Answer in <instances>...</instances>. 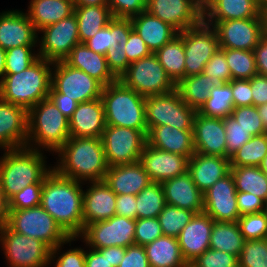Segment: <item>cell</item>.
Returning a JSON list of instances; mask_svg holds the SVG:
<instances>
[{"label": "cell", "mask_w": 267, "mask_h": 267, "mask_svg": "<svg viewBox=\"0 0 267 267\" xmlns=\"http://www.w3.org/2000/svg\"><path fill=\"white\" fill-rule=\"evenodd\" d=\"M81 184L85 185L61 176L54 169L43 182L41 206L70 237H79L84 231Z\"/></svg>", "instance_id": "6da1fadb"}, {"label": "cell", "mask_w": 267, "mask_h": 267, "mask_svg": "<svg viewBox=\"0 0 267 267\" xmlns=\"http://www.w3.org/2000/svg\"><path fill=\"white\" fill-rule=\"evenodd\" d=\"M57 153L53 169L61 176L85 184L105 179L109 166L101 138L70 137Z\"/></svg>", "instance_id": "7a4b0ae2"}, {"label": "cell", "mask_w": 267, "mask_h": 267, "mask_svg": "<svg viewBox=\"0 0 267 267\" xmlns=\"http://www.w3.org/2000/svg\"><path fill=\"white\" fill-rule=\"evenodd\" d=\"M52 66V61L39 57L24 71L5 74L0 82V99L29 110L41 100L48 98Z\"/></svg>", "instance_id": "3957f363"}, {"label": "cell", "mask_w": 267, "mask_h": 267, "mask_svg": "<svg viewBox=\"0 0 267 267\" xmlns=\"http://www.w3.org/2000/svg\"><path fill=\"white\" fill-rule=\"evenodd\" d=\"M4 151L0 158V187L8 199L30 184L43 183L53 169L47 166L40 150L23 147Z\"/></svg>", "instance_id": "277c9868"}, {"label": "cell", "mask_w": 267, "mask_h": 267, "mask_svg": "<svg viewBox=\"0 0 267 267\" xmlns=\"http://www.w3.org/2000/svg\"><path fill=\"white\" fill-rule=\"evenodd\" d=\"M69 138V119L49 98L41 100L28 110L26 147L56 153Z\"/></svg>", "instance_id": "5b68a950"}, {"label": "cell", "mask_w": 267, "mask_h": 267, "mask_svg": "<svg viewBox=\"0 0 267 267\" xmlns=\"http://www.w3.org/2000/svg\"><path fill=\"white\" fill-rule=\"evenodd\" d=\"M101 100L106 125L137 129L147 137L144 96L117 80L103 87Z\"/></svg>", "instance_id": "8992f818"}, {"label": "cell", "mask_w": 267, "mask_h": 267, "mask_svg": "<svg viewBox=\"0 0 267 267\" xmlns=\"http://www.w3.org/2000/svg\"><path fill=\"white\" fill-rule=\"evenodd\" d=\"M6 225L18 234L41 240L50 249L79 239L70 237L41 205L10 210Z\"/></svg>", "instance_id": "52a82bcc"}, {"label": "cell", "mask_w": 267, "mask_h": 267, "mask_svg": "<svg viewBox=\"0 0 267 267\" xmlns=\"http://www.w3.org/2000/svg\"><path fill=\"white\" fill-rule=\"evenodd\" d=\"M197 111L189 107L176 89L145 97V120L148 131L155 126L167 125L179 130H193Z\"/></svg>", "instance_id": "ba28073f"}, {"label": "cell", "mask_w": 267, "mask_h": 267, "mask_svg": "<svg viewBox=\"0 0 267 267\" xmlns=\"http://www.w3.org/2000/svg\"><path fill=\"white\" fill-rule=\"evenodd\" d=\"M119 80L144 97L166 94L176 89L155 53L130 63Z\"/></svg>", "instance_id": "9c48e42d"}, {"label": "cell", "mask_w": 267, "mask_h": 267, "mask_svg": "<svg viewBox=\"0 0 267 267\" xmlns=\"http://www.w3.org/2000/svg\"><path fill=\"white\" fill-rule=\"evenodd\" d=\"M1 250L9 267H48L51 249L41 240L18 234L0 225Z\"/></svg>", "instance_id": "30bf717a"}, {"label": "cell", "mask_w": 267, "mask_h": 267, "mask_svg": "<svg viewBox=\"0 0 267 267\" xmlns=\"http://www.w3.org/2000/svg\"><path fill=\"white\" fill-rule=\"evenodd\" d=\"M101 141L106 162L112 167L139 162L147 138L137 129L106 125Z\"/></svg>", "instance_id": "8fae6325"}, {"label": "cell", "mask_w": 267, "mask_h": 267, "mask_svg": "<svg viewBox=\"0 0 267 267\" xmlns=\"http://www.w3.org/2000/svg\"><path fill=\"white\" fill-rule=\"evenodd\" d=\"M51 86L74 99L78 104L101 98L103 85L80 69L69 66L64 60L53 62Z\"/></svg>", "instance_id": "7c38bea8"}, {"label": "cell", "mask_w": 267, "mask_h": 267, "mask_svg": "<svg viewBox=\"0 0 267 267\" xmlns=\"http://www.w3.org/2000/svg\"><path fill=\"white\" fill-rule=\"evenodd\" d=\"M184 43V77L203 73L206 63L220 49L215 29L202 21L195 27L181 32Z\"/></svg>", "instance_id": "4fadbf2b"}, {"label": "cell", "mask_w": 267, "mask_h": 267, "mask_svg": "<svg viewBox=\"0 0 267 267\" xmlns=\"http://www.w3.org/2000/svg\"><path fill=\"white\" fill-rule=\"evenodd\" d=\"M136 220L115 215L104 221L89 224L79 236L92 249L111 246L128 247L135 244Z\"/></svg>", "instance_id": "5bb4252c"}, {"label": "cell", "mask_w": 267, "mask_h": 267, "mask_svg": "<svg viewBox=\"0 0 267 267\" xmlns=\"http://www.w3.org/2000/svg\"><path fill=\"white\" fill-rule=\"evenodd\" d=\"M40 32L43 35L41 39L39 37L37 39L38 56L48 61L64 60L72 48L80 43L78 22L74 13L57 23L44 27L38 31Z\"/></svg>", "instance_id": "9a60e30c"}, {"label": "cell", "mask_w": 267, "mask_h": 267, "mask_svg": "<svg viewBox=\"0 0 267 267\" xmlns=\"http://www.w3.org/2000/svg\"><path fill=\"white\" fill-rule=\"evenodd\" d=\"M205 23L215 29L220 48L253 51L263 37L262 18Z\"/></svg>", "instance_id": "2e32d148"}, {"label": "cell", "mask_w": 267, "mask_h": 267, "mask_svg": "<svg viewBox=\"0 0 267 267\" xmlns=\"http://www.w3.org/2000/svg\"><path fill=\"white\" fill-rule=\"evenodd\" d=\"M146 11L178 33L203 21V8L194 0H147Z\"/></svg>", "instance_id": "e0dca14e"}, {"label": "cell", "mask_w": 267, "mask_h": 267, "mask_svg": "<svg viewBox=\"0 0 267 267\" xmlns=\"http://www.w3.org/2000/svg\"><path fill=\"white\" fill-rule=\"evenodd\" d=\"M237 191L234 178L229 172L203 193L204 210L214 221L237 222Z\"/></svg>", "instance_id": "ac0fdd59"}, {"label": "cell", "mask_w": 267, "mask_h": 267, "mask_svg": "<svg viewBox=\"0 0 267 267\" xmlns=\"http://www.w3.org/2000/svg\"><path fill=\"white\" fill-rule=\"evenodd\" d=\"M188 158L150 146L147 142L140 156V163L152 182L162 183L188 170Z\"/></svg>", "instance_id": "d6986e66"}, {"label": "cell", "mask_w": 267, "mask_h": 267, "mask_svg": "<svg viewBox=\"0 0 267 267\" xmlns=\"http://www.w3.org/2000/svg\"><path fill=\"white\" fill-rule=\"evenodd\" d=\"M28 110L0 99V149L26 147Z\"/></svg>", "instance_id": "ffe728a7"}, {"label": "cell", "mask_w": 267, "mask_h": 267, "mask_svg": "<svg viewBox=\"0 0 267 267\" xmlns=\"http://www.w3.org/2000/svg\"><path fill=\"white\" fill-rule=\"evenodd\" d=\"M38 32L27 12L8 10L0 13V47L37 46Z\"/></svg>", "instance_id": "44dd1931"}, {"label": "cell", "mask_w": 267, "mask_h": 267, "mask_svg": "<svg viewBox=\"0 0 267 267\" xmlns=\"http://www.w3.org/2000/svg\"><path fill=\"white\" fill-rule=\"evenodd\" d=\"M214 220L206 213H198L177 236L180 250L187 263H192L210 248Z\"/></svg>", "instance_id": "7402d4cb"}, {"label": "cell", "mask_w": 267, "mask_h": 267, "mask_svg": "<svg viewBox=\"0 0 267 267\" xmlns=\"http://www.w3.org/2000/svg\"><path fill=\"white\" fill-rule=\"evenodd\" d=\"M196 153L226 157V134L223 119L207 117L198 112L193 122Z\"/></svg>", "instance_id": "603a6c76"}, {"label": "cell", "mask_w": 267, "mask_h": 267, "mask_svg": "<svg viewBox=\"0 0 267 267\" xmlns=\"http://www.w3.org/2000/svg\"><path fill=\"white\" fill-rule=\"evenodd\" d=\"M88 184L89 188L83 190L84 229L89 224L108 220L116 215V194L108 184L104 180Z\"/></svg>", "instance_id": "cb8c5ba5"}, {"label": "cell", "mask_w": 267, "mask_h": 267, "mask_svg": "<svg viewBox=\"0 0 267 267\" xmlns=\"http://www.w3.org/2000/svg\"><path fill=\"white\" fill-rule=\"evenodd\" d=\"M106 128L101 98L77 104L69 119L70 137L101 138Z\"/></svg>", "instance_id": "d4e9b609"}, {"label": "cell", "mask_w": 267, "mask_h": 267, "mask_svg": "<svg viewBox=\"0 0 267 267\" xmlns=\"http://www.w3.org/2000/svg\"><path fill=\"white\" fill-rule=\"evenodd\" d=\"M161 184L166 204L188 209L196 214L203 213V192L195 185L188 171Z\"/></svg>", "instance_id": "484cf974"}, {"label": "cell", "mask_w": 267, "mask_h": 267, "mask_svg": "<svg viewBox=\"0 0 267 267\" xmlns=\"http://www.w3.org/2000/svg\"><path fill=\"white\" fill-rule=\"evenodd\" d=\"M195 185L204 193L230 172V158L195 153L188 160V170Z\"/></svg>", "instance_id": "4316f807"}, {"label": "cell", "mask_w": 267, "mask_h": 267, "mask_svg": "<svg viewBox=\"0 0 267 267\" xmlns=\"http://www.w3.org/2000/svg\"><path fill=\"white\" fill-rule=\"evenodd\" d=\"M104 181L116 195H137L152 182L140 162L108 167Z\"/></svg>", "instance_id": "83f0119b"}, {"label": "cell", "mask_w": 267, "mask_h": 267, "mask_svg": "<svg viewBox=\"0 0 267 267\" xmlns=\"http://www.w3.org/2000/svg\"><path fill=\"white\" fill-rule=\"evenodd\" d=\"M147 143L157 149L184 155L190 159L196 152L193 130H179L167 125L152 127L147 134Z\"/></svg>", "instance_id": "f1b7e54d"}, {"label": "cell", "mask_w": 267, "mask_h": 267, "mask_svg": "<svg viewBox=\"0 0 267 267\" xmlns=\"http://www.w3.org/2000/svg\"><path fill=\"white\" fill-rule=\"evenodd\" d=\"M64 61L69 66L80 69L95 78L103 86L118 80L110 71L105 55L94 52L84 43L75 45Z\"/></svg>", "instance_id": "f546056e"}, {"label": "cell", "mask_w": 267, "mask_h": 267, "mask_svg": "<svg viewBox=\"0 0 267 267\" xmlns=\"http://www.w3.org/2000/svg\"><path fill=\"white\" fill-rule=\"evenodd\" d=\"M262 18L261 6L254 0H208L203 8L204 22Z\"/></svg>", "instance_id": "4dcf8cb0"}, {"label": "cell", "mask_w": 267, "mask_h": 267, "mask_svg": "<svg viewBox=\"0 0 267 267\" xmlns=\"http://www.w3.org/2000/svg\"><path fill=\"white\" fill-rule=\"evenodd\" d=\"M131 29L130 18L113 17L111 19V40L105 58L110 71L118 80L130 65L125 47Z\"/></svg>", "instance_id": "1f68e13d"}, {"label": "cell", "mask_w": 267, "mask_h": 267, "mask_svg": "<svg viewBox=\"0 0 267 267\" xmlns=\"http://www.w3.org/2000/svg\"><path fill=\"white\" fill-rule=\"evenodd\" d=\"M130 19L133 30L144 40L152 53L162 48L178 34L172 26L150 15L147 11Z\"/></svg>", "instance_id": "d6a6232c"}, {"label": "cell", "mask_w": 267, "mask_h": 267, "mask_svg": "<svg viewBox=\"0 0 267 267\" xmlns=\"http://www.w3.org/2000/svg\"><path fill=\"white\" fill-rule=\"evenodd\" d=\"M28 17L36 31L57 23L74 13L73 0H31Z\"/></svg>", "instance_id": "836d02e7"}, {"label": "cell", "mask_w": 267, "mask_h": 267, "mask_svg": "<svg viewBox=\"0 0 267 267\" xmlns=\"http://www.w3.org/2000/svg\"><path fill=\"white\" fill-rule=\"evenodd\" d=\"M223 84L224 82L215 76L209 77L200 73L181 79L176 84V90L189 107L198 111L209 97L211 89Z\"/></svg>", "instance_id": "e575fe53"}, {"label": "cell", "mask_w": 267, "mask_h": 267, "mask_svg": "<svg viewBox=\"0 0 267 267\" xmlns=\"http://www.w3.org/2000/svg\"><path fill=\"white\" fill-rule=\"evenodd\" d=\"M150 267H185L177 238L162 235L144 246Z\"/></svg>", "instance_id": "d590c367"}, {"label": "cell", "mask_w": 267, "mask_h": 267, "mask_svg": "<svg viewBox=\"0 0 267 267\" xmlns=\"http://www.w3.org/2000/svg\"><path fill=\"white\" fill-rule=\"evenodd\" d=\"M74 14L78 22L80 43L92 38L99 30L107 26L113 18L108 5L75 6Z\"/></svg>", "instance_id": "8d00e7d4"}, {"label": "cell", "mask_w": 267, "mask_h": 267, "mask_svg": "<svg viewBox=\"0 0 267 267\" xmlns=\"http://www.w3.org/2000/svg\"><path fill=\"white\" fill-rule=\"evenodd\" d=\"M245 241L237 222L214 221L210 249L224 251L239 258Z\"/></svg>", "instance_id": "74e56055"}, {"label": "cell", "mask_w": 267, "mask_h": 267, "mask_svg": "<svg viewBox=\"0 0 267 267\" xmlns=\"http://www.w3.org/2000/svg\"><path fill=\"white\" fill-rule=\"evenodd\" d=\"M155 55L175 84L184 78L185 51L184 43L181 39V32L167 42L162 48L158 49L155 52Z\"/></svg>", "instance_id": "f35d334b"}, {"label": "cell", "mask_w": 267, "mask_h": 267, "mask_svg": "<svg viewBox=\"0 0 267 267\" xmlns=\"http://www.w3.org/2000/svg\"><path fill=\"white\" fill-rule=\"evenodd\" d=\"M237 192H248L267 203V175L259 166L230 167Z\"/></svg>", "instance_id": "ab89813d"}, {"label": "cell", "mask_w": 267, "mask_h": 267, "mask_svg": "<svg viewBox=\"0 0 267 267\" xmlns=\"http://www.w3.org/2000/svg\"><path fill=\"white\" fill-rule=\"evenodd\" d=\"M233 92L231 81L211 89L209 97L197 111L207 117L224 119L233 112Z\"/></svg>", "instance_id": "60d3db41"}, {"label": "cell", "mask_w": 267, "mask_h": 267, "mask_svg": "<svg viewBox=\"0 0 267 267\" xmlns=\"http://www.w3.org/2000/svg\"><path fill=\"white\" fill-rule=\"evenodd\" d=\"M165 204L162 184L151 182L136 195L137 219L157 218Z\"/></svg>", "instance_id": "b9f144b4"}, {"label": "cell", "mask_w": 267, "mask_h": 267, "mask_svg": "<svg viewBox=\"0 0 267 267\" xmlns=\"http://www.w3.org/2000/svg\"><path fill=\"white\" fill-rule=\"evenodd\" d=\"M266 155L267 133L255 135L230 157V167L259 166Z\"/></svg>", "instance_id": "7bdbcfd3"}, {"label": "cell", "mask_w": 267, "mask_h": 267, "mask_svg": "<svg viewBox=\"0 0 267 267\" xmlns=\"http://www.w3.org/2000/svg\"><path fill=\"white\" fill-rule=\"evenodd\" d=\"M225 53V58L231 72V80L251 79L258 74L255 55L250 50L220 48Z\"/></svg>", "instance_id": "ee69618b"}, {"label": "cell", "mask_w": 267, "mask_h": 267, "mask_svg": "<svg viewBox=\"0 0 267 267\" xmlns=\"http://www.w3.org/2000/svg\"><path fill=\"white\" fill-rule=\"evenodd\" d=\"M195 214L188 209L165 204L163 210L157 217L163 235L177 238L181 230L190 222Z\"/></svg>", "instance_id": "f6af8a7d"}, {"label": "cell", "mask_w": 267, "mask_h": 267, "mask_svg": "<svg viewBox=\"0 0 267 267\" xmlns=\"http://www.w3.org/2000/svg\"><path fill=\"white\" fill-rule=\"evenodd\" d=\"M35 47L19 46L6 50L5 74L19 73L33 64L39 58L38 53L33 51Z\"/></svg>", "instance_id": "bcb514c9"}, {"label": "cell", "mask_w": 267, "mask_h": 267, "mask_svg": "<svg viewBox=\"0 0 267 267\" xmlns=\"http://www.w3.org/2000/svg\"><path fill=\"white\" fill-rule=\"evenodd\" d=\"M238 261L239 267H267V238L245 241Z\"/></svg>", "instance_id": "7dc6e473"}, {"label": "cell", "mask_w": 267, "mask_h": 267, "mask_svg": "<svg viewBox=\"0 0 267 267\" xmlns=\"http://www.w3.org/2000/svg\"><path fill=\"white\" fill-rule=\"evenodd\" d=\"M237 224L246 241L267 238V213L265 211L240 216Z\"/></svg>", "instance_id": "c3c4849f"}, {"label": "cell", "mask_w": 267, "mask_h": 267, "mask_svg": "<svg viewBox=\"0 0 267 267\" xmlns=\"http://www.w3.org/2000/svg\"><path fill=\"white\" fill-rule=\"evenodd\" d=\"M231 117L253 137L266 134L267 131L262 123L256 106H240L233 109Z\"/></svg>", "instance_id": "681fc988"}, {"label": "cell", "mask_w": 267, "mask_h": 267, "mask_svg": "<svg viewBox=\"0 0 267 267\" xmlns=\"http://www.w3.org/2000/svg\"><path fill=\"white\" fill-rule=\"evenodd\" d=\"M223 124L226 134V158H230L252 136L231 116L224 118Z\"/></svg>", "instance_id": "f907efd6"}, {"label": "cell", "mask_w": 267, "mask_h": 267, "mask_svg": "<svg viewBox=\"0 0 267 267\" xmlns=\"http://www.w3.org/2000/svg\"><path fill=\"white\" fill-rule=\"evenodd\" d=\"M43 183H33L9 199L10 210L34 208L41 205Z\"/></svg>", "instance_id": "816d5d0a"}, {"label": "cell", "mask_w": 267, "mask_h": 267, "mask_svg": "<svg viewBox=\"0 0 267 267\" xmlns=\"http://www.w3.org/2000/svg\"><path fill=\"white\" fill-rule=\"evenodd\" d=\"M192 264L196 267H239L237 256L210 248L195 259Z\"/></svg>", "instance_id": "f5cc1de1"}, {"label": "cell", "mask_w": 267, "mask_h": 267, "mask_svg": "<svg viewBox=\"0 0 267 267\" xmlns=\"http://www.w3.org/2000/svg\"><path fill=\"white\" fill-rule=\"evenodd\" d=\"M163 235L158 218L137 219L135 226V244L145 246Z\"/></svg>", "instance_id": "db71d44e"}, {"label": "cell", "mask_w": 267, "mask_h": 267, "mask_svg": "<svg viewBox=\"0 0 267 267\" xmlns=\"http://www.w3.org/2000/svg\"><path fill=\"white\" fill-rule=\"evenodd\" d=\"M62 245L64 244H60L54 247L53 249H51V253L49 257V265L53 262L55 263L54 267H85V250L84 249H82L81 247L79 248L76 247V248L67 250L65 253L60 254L61 252L59 251L61 250ZM55 260L56 262H54Z\"/></svg>", "instance_id": "11a10c76"}, {"label": "cell", "mask_w": 267, "mask_h": 267, "mask_svg": "<svg viewBox=\"0 0 267 267\" xmlns=\"http://www.w3.org/2000/svg\"><path fill=\"white\" fill-rule=\"evenodd\" d=\"M113 17L131 18L146 11L147 0H108Z\"/></svg>", "instance_id": "9f6ffc18"}, {"label": "cell", "mask_w": 267, "mask_h": 267, "mask_svg": "<svg viewBox=\"0 0 267 267\" xmlns=\"http://www.w3.org/2000/svg\"><path fill=\"white\" fill-rule=\"evenodd\" d=\"M203 73L209 77L215 76L224 83L231 81V72L225 58V53L218 49L206 63Z\"/></svg>", "instance_id": "6f0895ef"}, {"label": "cell", "mask_w": 267, "mask_h": 267, "mask_svg": "<svg viewBox=\"0 0 267 267\" xmlns=\"http://www.w3.org/2000/svg\"><path fill=\"white\" fill-rule=\"evenodd\" d=\"M237 207L240 216L265 211L266 202L248 192H237Z\"/></svg>", "instance_id": "680465c9"}, {"label": "cell", "mask_w": 267, "mask_h": 267, "mask_svg": "<svg viewBox=\"0 0 267 267\" xmlns=\"http://www.w3.org/2000/svg\"><path fill=\"white\" fill-rule=\"evenodd\" d=\"M234 108L253 105L250 79L231 80Z\"/></svg>", "instance_id": "91938a15"}, {"label": "cell", "mask_w": 267, "mask_h": 267, "mask_svg": "<svg viewBox=\"0 0 267 267\" xmlns=\"http://www.w3.org/2000/svg\"><path fill=\"white\" fill-rule=\"evenodd\" d=\"M125 53L127 55L128 62L133 63L150 55L152 52L147 47L144 40L132 28L126 43Z\"/></svg>", "instance_id": "94428289"}, {"label": "cell", "mask_w": 267, "mask_h": 267, "mask_svg": "<svg viewBox=\"0 0 267 267\" xmlns=\"http://www.w3.org/2000/svg\"><path fill=\"white\" fill-rule=\"evenodd\" d=\"M118 267H150L144 246L133 244L126 247Z\"/></svg>", "instance_id": "6125c7cd"}, {"label": "cell", "mask_w": 267, "mask_h": 267, "mask_svg": "<svg viewBox=\"0 0 267 267\" xmlns=\"http://www.w3.org/2000/svg\"><path fill=\"white\" fill-rule=\"evenodd\" d=\"M111 40V20L107 26L99 30L92 38L84 42V44L96 53L105 55L109 49Z\"/></svg>", "instance_id": "be15d7a7"}, {"label": "cell", "mask_w": 267, "mask_h": 267, "mask_svg": "<svg viewBox=\"0 0 267 267\" xmlns=\"http://www.w3.org/2000/svg\"><path fill=\"white\" fill-rule=\"evenodd\" d=\"M116 215L137 220L136 195H116Z\"/></svg>", "instance_id": "e7e4bbea"}, {"label": "cell", "mask_w": 267, "mask_h": 267, "mask_svg": "<svg viewBox=\"0 0 267 267\" xmlns=\"http://www.w3.org/2000/svg\"><path fill=\"white\" fill-rule=\"evenodd\" d=\"M253 106L267 104V76L256 74L250 79Z\"/></svg>", "instance_id": "03108f58"}, {"label": "cell", "mask_w": 267, "mask_h": 267, "mask_svg": "<svg viewBox=\"0 0 267 267\" xmlns=\"http://www.w3.org/2000/svg\"><path fill=\"white\" fill-rule=\"evenodd\" d=\"M48 98L54 103V105L60 110L61 113L68 119L73 115L76 110L77 102L74 99L63 98V94L58 93L52 86L48 94Z\"/></svg>", "instance_id": "003e7915"}, {"label": "cell", "mask_w": 267, "mask_h": 267, "mask_svg": "<svg viewBox=\"0 0 267 267\" xmlns=\"http://www.w3.org/2000/svg\"><path fill=\"white\" fill-rule=\"evenodd\" d=\"M85 267H113L107 258V247L85 250Z\"/></svg>", "instance_id": "a7ac6f4b"}, {"label": "cell", "mask_w": 267, "mask_h": 267, "mask_svg": "<svg viewBox=\"0 0 267 267\" xmlns=\"http://www.w3.org/2000/svg\"><path fill=\"white\" fill-rule=\"evenodd\" d=\"M258 74L267 76V37L263 36L253 50Z\"/></svg>", "instance_id": "89a4df30"}, {"label": "cell", "mask_w": 267, "mask_h": 267, "mask_svg": "<svg viewBox=\"0 0 267 267\" xmlns=\"http://www.w3.org/2000/svg\"><path fill=\"white\" fill-rule=\"evenodd\" d=\"M126 248L119 246L107 247V258L113 267H118L124 258Z\"/></svg>", "instance_id": "2644e50d"}, {"label": "cell", "mask_w": 267, "mask_h": 267, "mask_svg": "<svg viewBox=\"0 0 267 267\" xmlns=\"http://www.w3.org/2000/svg\"><path fill=\"white\" fill-rule=\"evenodd\" d=\"M9 212V199L5 196L4 191L0 187V225L6 224Z\"/></svg>", "instance_id": "8c879c8a"}, {"label": "cell", "mask_w": 267, "mask_h": 267, "mask_svg": "<svg viewBox=\"0 0 267 267\" xmlns=\"http://www.w3.org/2000/svg\"><path fill=\"white\" fill-rule=\"evenodd\" d=\"M75 6L108 5V0H73Z\"/></svg>", "instance_id": "753ad0ef"}, {"label": "cell", "mask_w": 267, "mask_h": 267, "mask_svg": "<svg viewBox=\"0 0 267 267\" xmlns=\"http://www.w3.org/2000/svg\"><path fill=\"white\" fill-rule=\"evenodd\" d=\"M5 58L6 50L0 47V82L5 77Z\"/></svg>", "instance_id": "34e18365"}, {"label": "cell", "mask_w": 267, "mask_h": 267, "mask_svg": "<svg viewBox=\"0 0 267 267\" xmlns=\"http://www.w3.org/2000/svg\"><path fill=\"white\" fill-rule=\"evenodd\" d=\"M258 113L262 119V123L267 131V104L257 106Z\"/></svg>", "instance_id": "11e5206c"}, {"label": "cell", "mask_w": 267, "mask_h": 267, "mask_svg": "<svg viewBox=\"0 0 267 267\" xmlns=\"http://www.w3.org/2000/svg\"><path fill=\"white\" fill-rule=\"evenodd\" d=\"M261 17L263 24V36L267 37V3L261 7Z\"/></svg>", "instance_id": "2a66077c"}, {"label": "cell", "mask_w": 267, "mask_h": 267, "mask_svg": "<svg viewBox=\"0 0 267 267\" xmlns=\"http://www.w3.org/2000/svg\"><path fill=\"white\" fill-rule=\"evenodd\" d=\"M259 168L267 175V155L261 161Z\"/></svg>", "instance_id": "b9fcfbb0"}, {"label": "cell", "mask_w": 267, "mask_h": 267, "mask_svg": "<svg viewBox=\"0 0 267 267\" xmlns=\"http://www.w3.org/2000/svg\"><path fill=\"white\" fill-rule=\"evenodd\" d=\"M194 1H196L202 8H204L208 3V0H194Z\"/></svg>", "instance_id": "09005b40"}, {"label": "cell", "mask_w": 267, "mask_h": 267, "mask_svg": "<svg viewBox=\"0 0 267 267\" xmlns=\"http://www.w3.org/2000/svg\"><path fill=\"white\" fill-rule=\"evenodd\" d=\"M256 1L261 7L267 3V0H254Z\"/></svg>", "instance_id": "979ff035"}, {"label": "cell", "mask_w": 267, "mask_h": 267, "mask_svg": "<svg viewBox=\"0 0 267 267\" xmlns=\"http://www.w3.org/2000/svg\"><path fill=\"white\" fill-rule=\"evenodd\" d=\"M185 267H196L192 263H187Z\"/></svg>", "instance_id": "deb4b68c"}]
</instances>
